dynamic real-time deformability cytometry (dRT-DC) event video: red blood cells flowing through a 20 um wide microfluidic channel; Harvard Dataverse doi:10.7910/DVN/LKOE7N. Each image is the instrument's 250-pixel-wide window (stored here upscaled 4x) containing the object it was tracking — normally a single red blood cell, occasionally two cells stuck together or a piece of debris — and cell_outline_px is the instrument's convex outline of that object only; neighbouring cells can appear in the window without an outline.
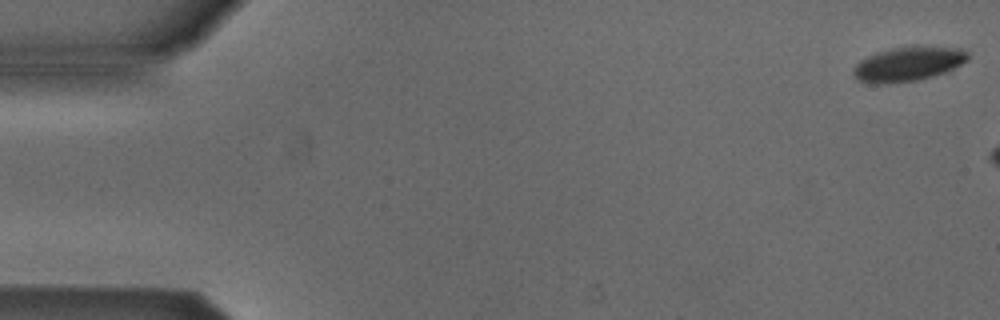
{"species": "Egyptian fruit bat (a non-hibernating species)", "species_latin": "Rousettus aegyptiacus", "temperature_condition": "cold", "stored_images_in_passage": 8, "camera_frame_rate_fps": 3000, "um_per_image_px": 0.085, "animal": {"sex": "male"}, "frame": {"image": 1, "passage_image": 1, "time_ms": 0.0, "image_size_px": [1000, 320], "cell_outline_px": [[968, 60], [944, 72], [932, 76], [916, 80], [888, 84], [876, 84], [860, 80], [852, 76], [852, 68], [860, 60], [876, 52], [892, 48], [964, 48], [968, 52]], "centroid_in_image_um": [77.13, 5.47], "position_along_channel_um": 7.9, "area_um2": 22.37}}
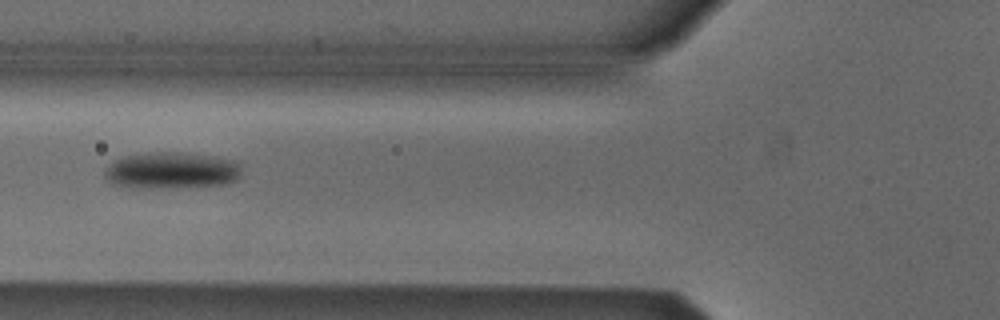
{"frame": {"image": 2, "passage_image": 7, "time_ms": 2.0, "image_size_px": [1000, 320], "cell_outline_px": [[240, 176], [236, 180], [224, 184], [156, 188], [140, 188], [112, 184], [104, 176], [104, 172], [116, 160], [124, 156], [152, 152], [184, 152], [216, 156], [236, 160], [240, 164]], "centroid_in_image_um": [14.62, 14.47], "position_along_channel_um": 111.2, "area_um2": 29.13}}
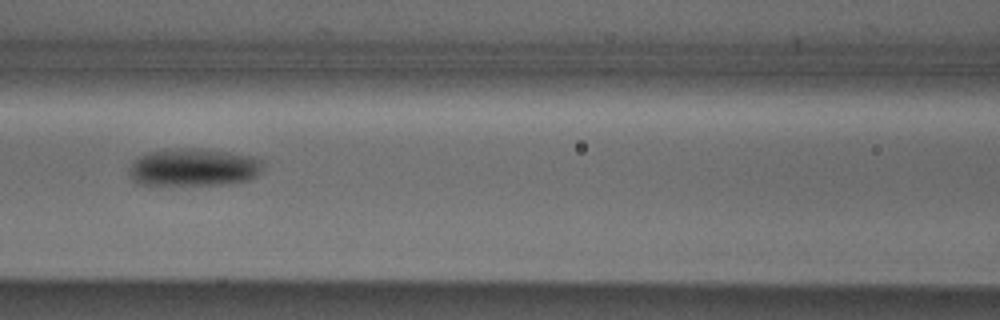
{"frame": {"image": 3, "passage_image": 8, "time_ms": 2.333, "image_size_px": [1000, 320], "cell_outline_px": [[264, 160], [260, 172], [256, 176], [248, 180], [232, 184], [136, 184], [132, 180], [128, 172], [128, 168], [132, 160], [136, 156], [148, 152], [164, 148], [192, 148], [228, 152], [252, 156]], "centroid_in_image_um": [16.41, 14.21], "position_along_channel_um": 150.2, "area_um2": 29.77}}